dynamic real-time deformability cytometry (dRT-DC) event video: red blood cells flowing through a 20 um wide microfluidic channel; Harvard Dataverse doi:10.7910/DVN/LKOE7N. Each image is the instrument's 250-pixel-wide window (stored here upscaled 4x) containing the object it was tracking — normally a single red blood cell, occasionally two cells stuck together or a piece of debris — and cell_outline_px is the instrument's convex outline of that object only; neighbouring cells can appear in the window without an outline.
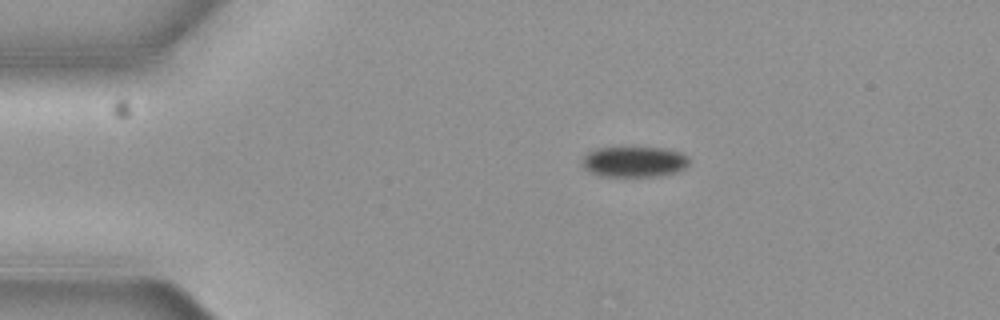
{"species": "common noctule bat (a hibernating species)", "species_latin": "Nyctalus noctula", "temperature_condition": "cold", "stored_images_in_passage": 5, "camera_frame_rate_fps": 3000, "um_per_image_px": 0.085, "animal": {"sex": "female", "body_mass_g": 19.3, "forearm_length_mm": 54.1}, "frame": {"image": 1, "passage_image": 1, "time_ms": 0.0, "image_size_px": [1000, 320], "cell_outline_px": [[688, 164], [680, 172], [656, 176], [596, 176], [588, 172], [580, 164], [584, 156], [588, 152], [600, 148], [664, 148], [680, 152], [688, 156]], "centroid_in_image_um": [53.88, 13.76], "position_along_channel_um": 31.1, "area_um2": 19.19}}
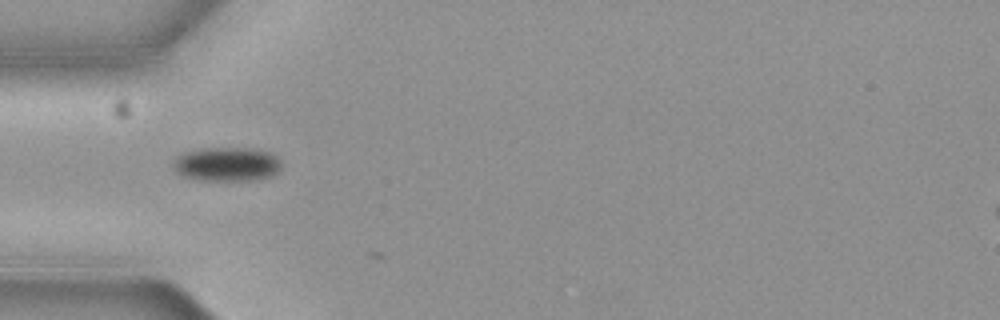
{"frame": {"image": 2, "passage_image": 3, "time_ms": 0.667, "image_size_px": [1000, 320], "cell_outline_px": [[280, 168], [272, 176], [256, 180], [196, 180], [184, 176], [176, 172], [172, 168], [172, 160], [176, 156], [184, 152], [204, 148], [256, 148], [268, 152], [276, 156], [280, 160]], "centroid_in_image_um": [19.24, 13.95], "position_along_channel_um": 65.8, "area_um2": 21.73}}
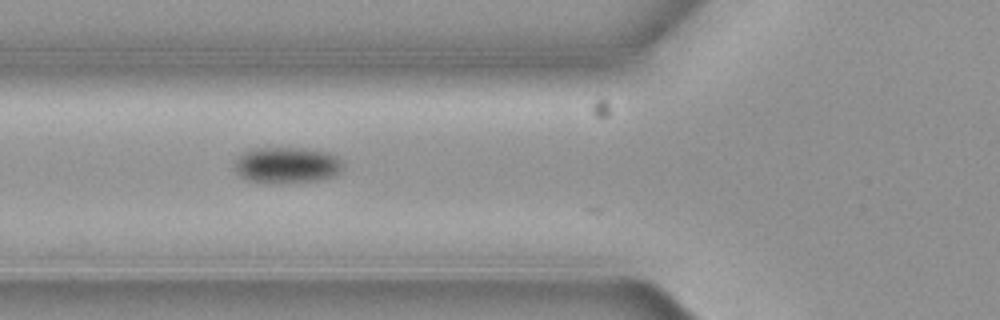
{"frame": {"image": 3, "passage_image": 4, "time_ms": 1.0, "image_size_px": [1000, 320], "cell_outline_px": [[344, 164], [340, 172], [336, 176], [320, 180], [276, 184], [272, 184], [248, 180], [240, 176], [236, 172], [236, 160], [244, 152], [252, 148], [304, 148], [328, 152], [336, 156]], "centroid_in_image_um": [24.42, 14.05], "position_along_channel_um": 101.4, "area_um2": 23.06}}